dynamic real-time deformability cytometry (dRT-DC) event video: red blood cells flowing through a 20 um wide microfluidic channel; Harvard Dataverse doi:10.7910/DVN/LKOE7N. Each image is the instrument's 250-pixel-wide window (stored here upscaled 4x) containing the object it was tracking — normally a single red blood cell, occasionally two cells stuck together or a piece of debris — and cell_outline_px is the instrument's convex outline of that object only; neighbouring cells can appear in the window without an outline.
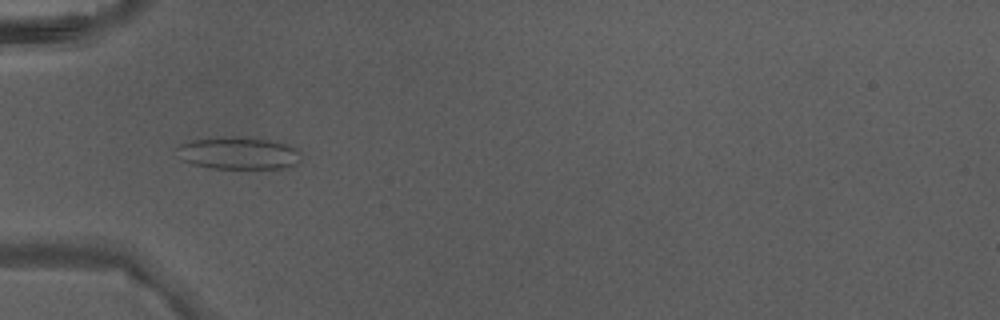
{"species": "Egyptian fruit bat (a non-hibernating species)", "species_latin": "Rousettus aegyptiacus", "temperature_condition": "warm", "stored_images_in_passage": 6, "camera_frame_rate_fps": 3000, "um_per_image_px": 0.085, "animal": {"sex": "male"}, "frame": {"image": 1, "passage_image": 5, "time_ms": 1.333, "image_size_px": [1000, 320], "cell_outline_px": [[300, 160], [296, 164], [288, 168], [208, 168], [192, 164], [180, 160], [176, 148], [180, 144], [192, 140], [224, 136], [236, 136], [272, 140], [284, 144], [300, 152]], "centroid_in_image_um": [20.22, 13.02], "position_along_channel_um": 64.8, "area_um2": 23.52}}